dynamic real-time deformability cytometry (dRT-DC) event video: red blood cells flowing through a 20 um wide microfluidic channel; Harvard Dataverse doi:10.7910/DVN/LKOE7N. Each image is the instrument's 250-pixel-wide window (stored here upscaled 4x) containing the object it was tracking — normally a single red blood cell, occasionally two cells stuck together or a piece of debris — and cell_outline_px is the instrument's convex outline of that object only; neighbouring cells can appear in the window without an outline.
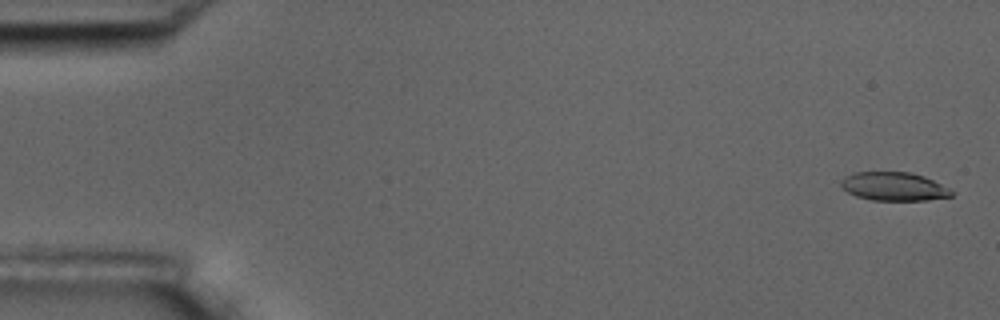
{"species": "common noctule bat (a hibernating species)", "species_latin": "Nyctalus noctula", "temperature_condition": "room temperature", "stored_images_in_passage": 5, "camera_frame_rate_fps": 3000, "um_per_image_px": 0.085, "animal": {"sex": "male", "body_mass_g": 17.5, "forearm_length_mm": 52.3}, "frame": {"image": 1, "passage_image": 1, "time_ms": 0.0, "image_size_px": [1000, 320], "cell_outline_px": [[956, 192], [952, 196], [928, 200], [872, 200], [856, 196], [848, 192], [840, 184], [840, 180], [844, 176], [856, 172], [908, 172], [924, 176]], "centroid_in_image_um": [75.98, 15.85], "position_along_channel_um": 9.0, "area_um2": 18.32}}
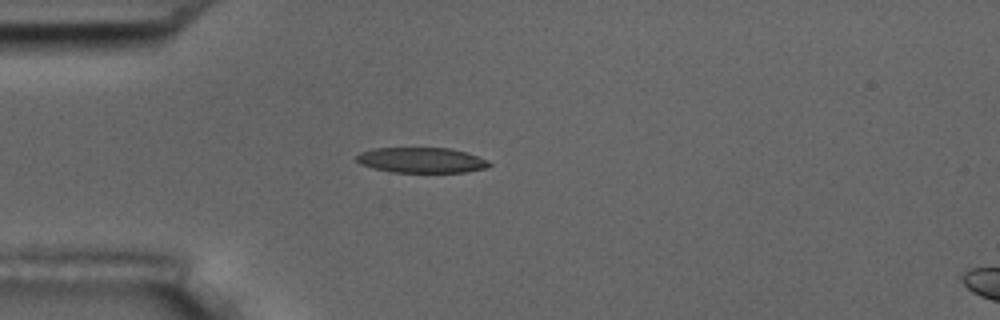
{"frame": {"image": 2, "passage_image": 5, "time_ms": 4.667, "image_size_px": [1000, 320], "cell_outline_px": [[492, 164], [488, 168], [468, 172], [392, 172], [372, 168], [360, 164], [356, 160], [356, 156], [360, 152], [372, 148], [452, 148], [488, 160]], "centroid_in_image_um": [35.82, 13.62], "position_along_channel_um": 49.2, "area_um2": 19.71}}